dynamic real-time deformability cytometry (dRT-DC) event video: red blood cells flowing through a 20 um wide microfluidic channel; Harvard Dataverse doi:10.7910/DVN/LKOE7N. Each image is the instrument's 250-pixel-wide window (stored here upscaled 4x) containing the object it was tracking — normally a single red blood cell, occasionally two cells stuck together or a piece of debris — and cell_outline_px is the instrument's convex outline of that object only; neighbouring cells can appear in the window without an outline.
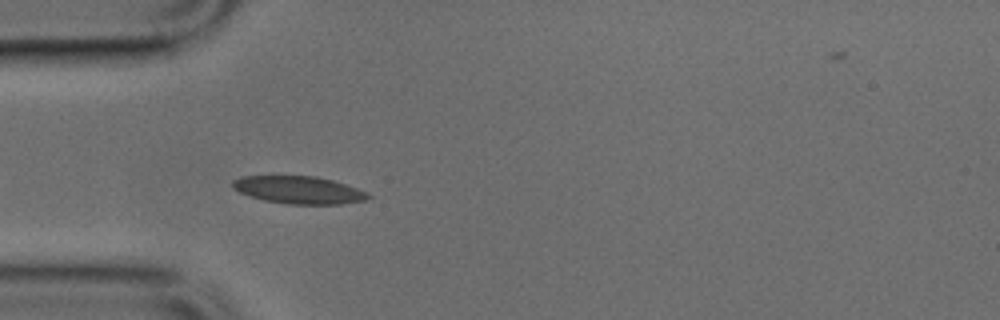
{"species": "common noctule bat (a hibernating species)", "species_latin": "Nyctalus noctula", "temperature_condition": "cold", "stored_images_in_passage": 11, "camera_frame_rate_fps": 3000, "um_per_image_px": 0.085, "animal": {"sex": "male", "body_mass_g": 17.9, "forearm_length_mm": 54.2}, "frame": {"image": 1, "passage_image": 4, "time_ms": 1.0, "image_size_px": [1000, 320], "cell_outline_px": [[372, 196], [364, 200], [340, 204], [288, 204], [264, 200], [240, 192], [232, 188], [232, 180], [240, 176], [272, 172], [276, 172], [316, 176], [332, 180], [368, 192]], "centroid_in_image_um": [25.29, 16.07], "position_along_channel_um": 59.7, "area_um2": 22.77}}
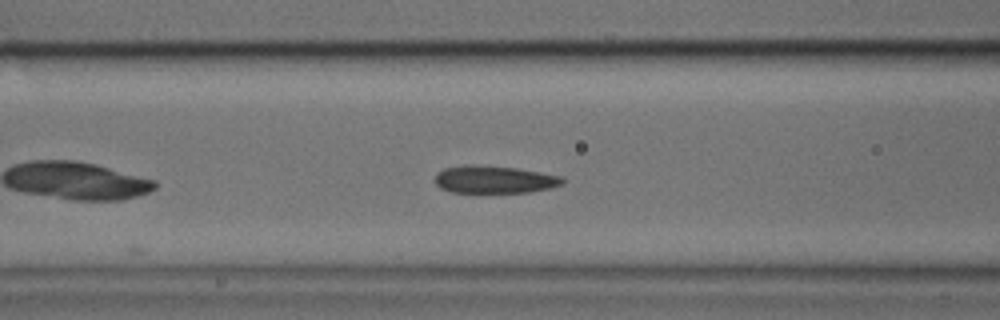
{"frame": {"image": 2, "passage_image": 9, "time_ms": 2.667, "image_size_px": [1000, 320], "cell_outline_px": [[564, 184], [552, 188], [528, 192], [452, 192], [440, 188], [436, 184], [436, 176], [444, 168], [464, 164], [476, 164], [516, 168], [564, 176]], "centroid_in_image_um": [42.06, 15.25], "position_along_channel_um": 124.5, "area_um2": 20.58}}